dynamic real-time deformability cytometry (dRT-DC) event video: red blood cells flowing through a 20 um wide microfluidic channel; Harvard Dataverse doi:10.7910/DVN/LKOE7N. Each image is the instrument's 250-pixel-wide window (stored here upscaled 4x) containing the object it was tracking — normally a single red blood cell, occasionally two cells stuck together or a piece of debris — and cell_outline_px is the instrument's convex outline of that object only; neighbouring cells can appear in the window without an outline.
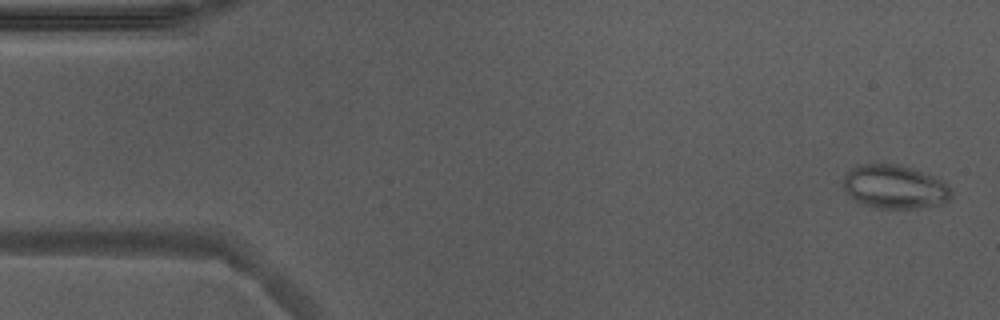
{"species": "Egyptian fruit bat (a non-hibernating species)", "species_latin": "Rousettus aegyptiacus", "temperature_condition": "warm", "stored_images_in_passage": 52, "camera_frame_rate_fps": 3000, "um_per_image_px": 0.085, "animal": {"sex": "male"}, "frame": {"image": 1, "passage_image": 2, "time_ms": 0.333, "image_size_px": [1000, 320], "cell_outline_px": [[952, 196], [948, 200], [940, 204], [916, 208], [876, 208], [860, 204], [852, 200], [844, 188], [844, 176], [852, 168], [864, 164], [900, 164], [932, 176], [948, 184], [952, 188]], "centroid_in_image_um": [76.04, 15.9], "position_along_channel_um": 9.0, "area_um2": 27.46}}
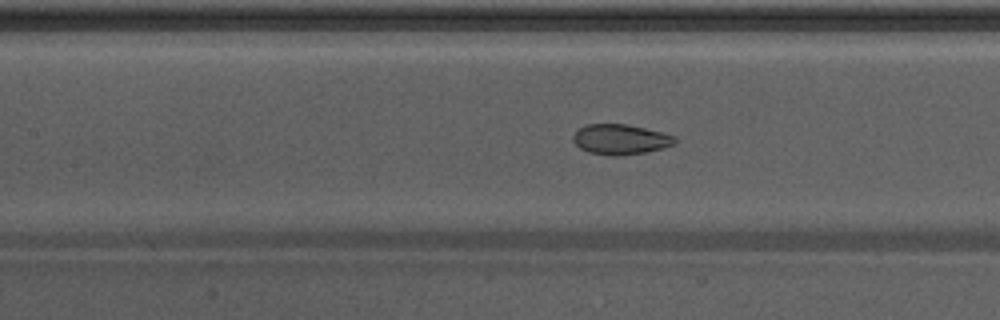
{"frame": {"image": 2, "passage_image": 23, "time_ms": 7.333, "image_size_px": [1000, 320], "cell_outline_px": [[676, 140], [672, 144], [664, 148], [624, 156], [612, 156], [588, 152], [580, 148], [572, 140], [572, 136], [580, 128], [588, 124], [624, 124], [644, 128], [676, 136]], "centroid_in_image_um": [52.72, 11.86], "position_along_channel_um": 154.7, "area_um2": 17.8}}
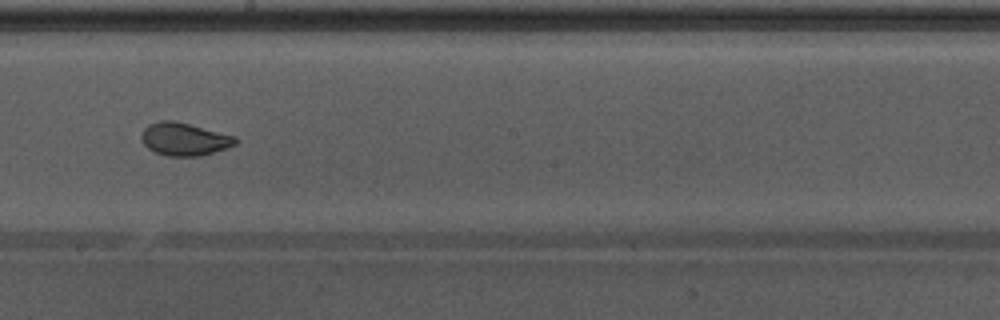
{"frame": {"image": 3, "passage_image": 29, "time_ms": 9.333, "image_size_px": [1000, 320], "cell_outline_px": [[240, 140], [236, 144], [200, 156], [168, 156], [156, 152], [148, 148], [144, 144], [140, 136], [144, 128], [148, 124], [160, 120], [172, 120], [236, 136]], "centroid_in_image_um": [15.65, 11.82], "position_along_channel_um": 232.5, "area_um2": 17.86}, "authors_computed_cell_mechanics": {"area_um2": 20.1433, "velocity_mm_per_s": 3.901, "shape_relaxation_time_tau1_ms": null, "shape_relaxation_time_tau2_ms": 0.7338, "deformation_change_tau1": null, "deformation_change_tau2": 0.0469}}